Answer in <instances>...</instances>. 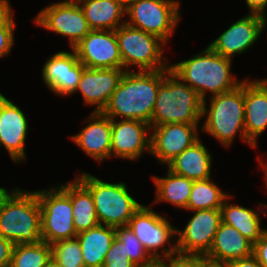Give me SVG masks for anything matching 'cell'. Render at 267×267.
Here are the masks:
<instances>
[{"instance_id": "45", "label": "cell", "mask_w": 267, "mask_h": 267, "mask_svg": "<svg viewBox=\"0 0 267 267\" xmlns=\"http://www.w3.org/2000/svg\"><path fill=\"white\" fill-rule=\"evenodd\" d=\"M207 267H224L223 265H214L207 261Z\"/></svg>"}, {"instance_id": "28", "label": "cell", "mask_w": 267, "mask_h": 267, "mask_svg": "<svg viewBox=\"0 0 267 267\" xmlns=\"http://www.w3.org/2000/svg\"><path fill=\"white\" fill-rule=\"evenodd\" d=\"M155 185L154 202H167L180 209L187 210L188 200L193 186V180L177 175L167 169L165 177L151 176Z\"/></svg>"}, {"instance_id": "16", "label": "cell", "mask_w": 267, "mask_h": 267, "mask_svg": "<svg viewBox=\"0 0 267 267\" xmlns=\"http://www.w3.org/2000/svg\"><path fill=\"white\" fill-rule=\"evenodd\" d=\"M150 132L151 126L145 122L111 119V158L137 161L144 152L150 154Z\"/></svg>"}, {"instance_id": "10", "label": "cell", "mask_w": 267, "mask_h": 267, "mask_svg": "<svg viewBox=\"0 0 267 267\" xmlns=\"http://www.w3.org/2000/svg\"><path fill=\"white\" fill-rule=\"evenodd\" d=\"M41 208V236L48 244L75 238L70 196L60 187L36 190Z\"/></svg>"}, {"instance_id": "29", "label": "cell", "mask_w": 267, "mask_h": 267, "mask_svg": "<svg viewBox=\"0 0 267 267\" xmlns=\"http://www.w3.org/2000/svg\"><path fill=\"white\" fill-rule=\"evenodd\" d=\"M212 178L193 181L187 204L188 211L201 209H220L224 200L230 195L214 183Z\"/></svg>"}, {"instance_id": "27", "label": "cell", "mask_w": 267, "mask_h": 267, "mask_svg": "<svg viewBox=\"0 0 267 267\" xmlns=\"http://www.w3.org/2000/svg\"><path fill=\"white\" fill-rule=\"evenodd\" d=\"M59 186L70 196L77 234L97 226L99 221L91 192L77 178Z\"/></svg>"}, {"instance_id": "8", "label": "cell", "mask_w": 267, "mask_h": 267, "mask_svg": "<svg viewBox=\"0 0 267 267\" xmlns=\"http://www.w3.org/2000/svg\"><path fill=\"white\" fill-rule=\"evenodd\" d=\"M127 226L141 241L153 259L172 260L179 257L176 244L177 227L173 226L167 217L155 212L152 207L142 204L129 220ZM168 243L170 246L166 247Z\"/></svg>"}, {"instance_id": "19", "label": "cell", "mask_w": 267, "mask_h": 267, "mask_svg": "<svg viewBox=\"0 0 267 267\" xmlns=\"http://www.w3.org/2000/svg\"><path fill=\"white\" fill-rule=\"evenodd\" d=\"M125 72L123 68H85L73 94L81 92L84 104L95 106L93 112H102Z\"/></svg>"}, {"instance_id": "30", "label": "cell", "mask_w": 267, "mask_h": 267, "mask_svg": "<svg viewBox=\"0 0 267 267\" xmlns=\"http://www.w3.org/2000/svg\"><path fill=\"white\" fill-rule=\"evenodd\" d=\"M51 258V245L43 240L37 243L16 244L9 267H43Z\"/></svg>"}, {"instance_id": "41", "label": "cell", "mask_w": 267, "mask_h": 267, "mask_svg": "<svg viewBox=\"0 0 267 267\" xmlns=\"http://www.w3.org/2000/svg\"><path fill=\"white\" fill-rule=\"evenodd\" d=\"M257 157H258L257 160L259 161V166H261L260 169L262 168L264 170V172H265L264 173V176H265V178H264L265 181L264 182H265V186L267 187V161L264 162L262 160L263 158L261 156L257 155Z\"/></svg>"}, {"instance_id": "12", "label": "cell", "mask_w": 267, "mask_h": 267, "mask_svg": "<svg viewBox=\"0 0 267 267\" xmlns=\"http://www.w3.org/2000/svg\"><path fill=\"white\" fill-rule=\"evenodd\" d=\"M194 215L183 230L177 228L179 257L203 258L210 250L221 219L220 209L192 211Z\"/></svg>"}, {"instance_id": "24", "label": "cell", "mask_w": 267, "mask_h": 267, "mask_svg": "<svg viewBox=\"0 0 267 267\" xmlns=\"http://www.w3.org/2000/svg\"><path fill=\"white\" fill-rule=\"evenodd\" d=\"M231 197L230 194L220 208L222 222L236 228L245 238L254 244L267 230L262 228L260 218L261 213L266 216L267 209L264 211L263 207L267 208V204H261L260 202L259 209L253 210L238 204H230L229 200ZM261 209L263 212L259 211Z\"/></svg>"}, {"instance_id": "26", "label": "cell", "mask_w": 267, "mask_h": 267, "mask_svg": "<svg viewBox=\"0 0 267 267\" xmlns=\"http://www.w3.org/2000/svg\"><path fill=\"white\" fill-rule=\"evenodd\" d=\"M92 30H117L125 24L126 9L111 0H76Z\"/></svg>"}, {"instance_id": "6", "label": "cell", "mask_w": 267, "mask_h": 267, "mask_svg": "<svg viewBox=\"0 0 267 267\" xmlns=\"http://www.w3.org/2000/svg\"><path fill=\"white\" fill-rule=\"evenodd\" d=\"M76 178L91 192L99 224L127 226L142 205L129 194L124 182L109 183L82 171Z\"/></svg>"}, {"instance_id": "37", "label": "cell", "mask_w": 267, "mask_h": 267, "mask_svg": "<svg viewBox=\"0 0 267 267\" xmlns=\"http://www.w3.org/2000/svg\"><path fill=\"white\" fill-rule=\"evenodd\" d=\"M14 244L0 234V267H9Z\"/></svg>"}, {"instance_id": "31", "label": "cell", "mask_w": 267, "mask_h": 267, "mask_svg": "<svg viewBox=\"0 0 267 267\" xmlns=\"http://www.w3.org/2000/svg\"><path fill=\"white\" fill-rule=\"evenodd\" d=\"M51 257L60 267H85L77 237L52 243Z\"/></svg>"}, {"instance_id": "11", "label": "cell", "mask_w": 267, "mask_h": 267, "mask_svg": "<svg viewBox=\"0 0 267 267\" xmlns=\"http://www.w3.org/2000/svg\"><path fill=\"white\" fill-rule=\"evenodd\" d=\"M34 23L46 31L66 36L70 49H74L92 30L76 0L51 3L40 10L34 18Z\"/></svg>"}, {"instance_id": "3", "label": "cell", "mask_w": 267, "mask_h": 267, "mask_svg": "<svg viewBox=\"0 0 267 267\" xmlns=\"http://www.w3.org/2000/svg\"><path fill=\"white\" fill-rule=\"evenodd\" d=\"M0 234L14 245L42 240L41 208L35 191L16 187L2 194Z\"/></svg>"}, {"instance_id": "18", "label": "cell", "mask_w": 267, "mask_h": 267, "mask_svg": "<svg viewBox=\"0 0 267 267\" xmlns=\"http://www.w3.org/2000/svg\"><path fill=\"white\" fill-rule=\"evenodd\" d=\"M28 128V119L21 108L0 92V147L7 150L15 164L26 160Z\"/></svg>"}, {"instance_id": "20", "label": "cell", "mask_w": 267, "mask_h": 267, "mask_svg": "<svg viewBox=\"0 0 267 267\" xmlns=\"http://www.w3.org/2000/svg\"><path fill=\"white\" fill-rule=\"evenodd\" d=\"M87 125L70 137L78 147L98 163L111 157V118L93 112L83 120Z\"/></svg>"}, {"instance_id": "32", "label": "cell", "mask_w": 267, "mask_h": 267, "mask_svg": "<svg viewBox=\"0 0 267 267\" xmlns=\"http://www.w3.org/2000/svg\"><path fill=\"white\" fill-rule=\"evenodd\" d=\"M115 238L124 245L126 255L136 266L148 264L153 260L128 226L115 227Z\"/></svg>"}, {"instance_id": "47", "label": "cell", "mask_w": 267, "mask_h": 267, "mask_svg": "<svg viewBox=\"0 0 267 267\" xmlns=\"http://www.w3.org/2000/svg\"><path fill=\"white\" fill-rule=\"evenodd\" d=\"M260 80L267 83V78H262Z\"/></svg>"}, {"instance_id": "1", "label": "cell", "mask_w": 267, "mask_h": 267, "mask_svg": "<svg viewBox=\"0 0 267 267\" xmlns=\"http://www.w3.org/2000/svg\"><path fill=\"white\" fill-rule=\"evenodd\" d=\"M167 69L126 71L102 113L111 119L139 120L151 123L159 85Z\"/></svg>"}, {"instance_id": "38", "label": "cell", "mask_w": 267, "mask_h": 267, "mask_svg": "<svg viewBox=\"0 0 267 267\" xmlns=\"http://www.w3.org/2000/svg\"><path fill=\"white\" fill-rule=\"evenodd\" d=\"M245 2L247 7L249 8L248 14H256L267 18V0H245Z\"/></svg>"}, {"instance_id": "46", "label": "cell", "mask_w": 267, "mask_h": 267, "mask_svg": "<svg viewBox=\"0 0 267 267\" xmlns=\"http://www.w3.org/2000/svg\"><path fill=\"white\" fill-rule=\"evenodd\" d=\"M6 188L0 187V197L2 196V194L6 191Z\"/></svg>"}, {"instance_id": "7", "label": "cell", "mask_w": 267, "mask_h": 267, "mask_svg": "<svg viewBox=\"0 0 267 267\" xmlns=\"http://www.w3.org/2000/svg\"><path fill=\"white\" fill-rule=\"evenodd\" d=\"M115 32L125 71H132L128 69L130 66L137 67V71H155L169 67L168 59L165 61L163 57V46L166 44L157 36L126 23Z\"/></svg>"}, {"instance_id": "43", "label": "cell", "mask_w": 267, "mask_h": 267, "mask_svg": "<svg viewBox=\"0 0 267 267\" xmlns=\"http://www.w3.org/2000/svg\"><path fill=\"white\" fill-rule=\"evenodd\" d=\"M10 4L9 0H0V13Z\"/></svg>"}, {"instance_id": "14", "label": "cell", "mask_w": 267, "mask_h": 267, "mask_svg": "<svg viewBox=\"0 0 267 267\" xmlns=\"http://www.w3.org/2000/svg\"><path fill=\"white\" fill-rule=\"evenodd\" d=\"M267 18L256 14H247L222 32L208 46L219 55L232 59L254 46V43L266 30Z\"/></svg>"}, {"instance_id": "25", "label": "cell", "mask_w": 267, "mask_h": 267, "mask_svg": "<svg viewBox=\"0 0 267 267\" xmlns=\"http://www.w3.org/2000/svg\"><path fill=\"white\" fill-rule=\"evenodd\" d=\"M80 242L85 267H102L106 253L115 239V227L98 224L76 236Z\"/></svg>"}, {"instance_id": "5", "label": "cell", "mask_w": 267, "mask_h": 267, "mask_svg": "<svg viewBox=\"0 0 267 267\" xmlns=\"http://www.w3.org/2000/svg\"><path fill=\"white\" fill-rule=\"evenodd\" d=\"M203 100L169 70L159 85L150 126L170 123L199 124Z\"/></svg>"}, {"instance_id": "22", "label": "cell", "mask_w": 267, "mask_h": 267, "mask_svg": "<svg viewBox=\"0 0 267 267\" xmlns=\"http://www.w3.org/2000/svg\"><path fill=\"white\" fill-rule=\"evenodd\" d=\"M251 255H253V243L236 228L221 222L213 244L203 258L211 264L224 265L231 260L247 258Z\"/></svg>"}, {"instance_id": "42", "label": "cell", "mask_w": 267, "mask_h": 267, "mask_svg": "<svg viewBox=\"0 0 267 267\" xmlns=\"http://www.w3.org/2000/svg\"><path fill=\"white\" fill-rule=\"evenodd\" d=\"M43 267H60L57 262L51 257Z\"/></svg>"}, {"instance_id": "17", "label": "cell", "mask_w": 267, "mask_h": 267, "mask_svg": "<svg viewBox=\"0 0 267 267\" xmlns=\"http://www.w3.org/2000/svg\"><path fill=\"white\" fill-rule=\"evenodd\" d=\"M42 80L48 90L59 96H71L77 89L82 71L86 68L71 52L59 51L51 55L42 67Z\"/></svg>"}, {"instance_id": "9", "label": "cell", "mask_w": 267, "mask_h": 267, "mask_svg": "<svg viewBox=\"0 0 267 267\" xmlns=\"http://www.w3.org/2000/svg\"><path fill=\"white\" fill-rule=\"evenodd\" d=\"M180 3L178 0H130L125 23L168 44L181 20Z\"/></svg>"}, {"instance_id": "2", "label": "cell", "mask_w": 267, "mask_h": 267, "mask_svg": "<svg viewBox=\"0 0 267 267\" xmlns=\"http://www.w3.org/2000/svg\"><path fill=\"white\" fill-rule=\"evenodd\" d=\"M170 70L188 84L203 101L210 97L235 89L242 80L231 72L232 59L223 57L206 46L199 54L169 65Z\"/></svg>"}, {"instance_id": "44", "label": "cell", "mask_w": 267, "mask_h": 267, "mask_svg": "<svg viewBox=\"0 0 267 267\" xmlns=\"http://www.w3.org/2000/svg\"><path fill=\"white\" fill-rule=\"evenodd\" d=\"M111 1H115V2H117L119 4H121L126 9V7H127V5H128L130 0H111Z\"/></svg>"}, {"instance_id": "15", "label": "cell", "mask_w": 267, "mask_h": 267, "mask_svg": "<svg viewBox=\"0 0 267 267\" xmlns=\"http://www.w3.org/2000/svg\"><path fill=\"white\" fill-rule=\"evenodd\" d=\"M74 50L86 68H123L115 30H91Z\"/></svg>"}, {"instance_id": "13", "label": "cell", "mask_w": 267, "mask_h": 267, "mask_svg": "<svg viewBox=\"0 0 267 267\" xmlns=\"http://www.w3.org/2000/svg\"><path fill=\"white\" fill-rule=\"evenodd\" d=\"M200 124L170 123L151 127L150 155L168 165L199 139Z\"/></svg>"}, {"instance_id": "36", "label": "cell", "mask_w": 267, "mask_h": 267, "mask_svg": "<svg viewBox=\"0 0 267 267\" xmlns=\"http://www.w3.org/2000/svg\"><path fill=\"white\" fill-rule=\"evenodd\" d=\"M170 267H207V260L195 257H177L170 260Z\"/></svg>"}, {"instance_id": "39", "label": "cell", "mask_w": 267, "mask_h": 267, "mask_svg": "<svg viewBox=\"0 0 267 267\" xmlns=\"http://www.w3.org/2000/svg\"><path fill=\"white\" fill-rule=\"evenodd\" d=\"M224 267H264L253 255L226 262Z\"/></svg>"}, {"instance_id": "23", "label": "cell", "mask_w": 267, "mask_h": 267, "mask_svg": "<svg viewBox=\"0 0 267 267\" xmlns=\"http://www.w3.org/2000/svg\"><path fill=\"white\" fill-rule=\"evenodd\" d=\"M212 155L207 151L199 138L190 147L185 149L167 168L173 173L193 181L211 178Z\"/></svg>"}, {"instance_id": "40", "label": "cell", "mask_w": 267, "mask_h": 267, "mask_svg": "<svg viewBox=\"0 0 267 267\" xmlns=\"http://www.w3.org/2000/svg\"><path fill=\"white\" fill-rule=\"evenodd\" d=\"M136 267H170V260H168V259H153L148 264L137 265Z\"/></svg>"}, {"instance_id": "33", "label": "cell", "mask_w": 267, "mask_h": 267, "mask_svg": "<svg viewBox=\"0 0 267 267\" xmlns=\"http://www.w3.org/2000/svg\"><path fill=\"white\" fill-rule=\"evenodd\" d=\"M9 4L0 13V58H5L9 55L15 44L14 28L16 23L14 21V12Z\"/></svg>"}, {"instance_id": "21", "label": "cell", "mask_w": 267, "mask_h": 267, "mask_svg": "<svg viewBox=\"0 0 267 267\" xmlns=\"http://www.w3.org/2000/svg\"><path fill=\"white\" fill-rule=\"evenodd\" d=\"M245 119L247 140L258 147V137L267 129V83L260 79H244Z\"/></svg>"}, {"instance_id": "4", "label": "cell", "mask_w": 267, "mask_h": 267, "mask_svg": "<svg viewBox=\"0 0 267 267\" xmlns=\"http://www.w3.org/2000/svg\"><path fill=\"white\" fill-rule=\"evenodd\" d=\"M209 98V107L207 102L203 101L202 118L206 119L201 130L216 138L215 140L226 148L231 146L237 134L243 142L255 148L247 140L244 129V79L235 89Z\"/></svg>"}, {"instance_id": "34", "label": "cell", "mask_w": 267, "mask_h": 267, "mask_svg": "<svg viewBox=\"0 0 267 267\" xmlns=\"http://www.w3.org/2000/svg\"><path fill=\"white\" fill-rule=\"evenodd\" d=\"M102 267H136L124 251V245L115 238L106 253Z\"/></svg>"}, {"instance_id": "35", "label": "cell", "mask_w": 267, "mask_h": 267, "mask_svg": "<svg viewBox=\"0 0 267 267\" xmlns=\"http://www.w3.org/2000/svg\"><path fill=\"white\" fill-rule=\"evenodd\" d=\"M253 256L264 266L267 267V230L253 244Z\"/></svg>"}]
</instances>
